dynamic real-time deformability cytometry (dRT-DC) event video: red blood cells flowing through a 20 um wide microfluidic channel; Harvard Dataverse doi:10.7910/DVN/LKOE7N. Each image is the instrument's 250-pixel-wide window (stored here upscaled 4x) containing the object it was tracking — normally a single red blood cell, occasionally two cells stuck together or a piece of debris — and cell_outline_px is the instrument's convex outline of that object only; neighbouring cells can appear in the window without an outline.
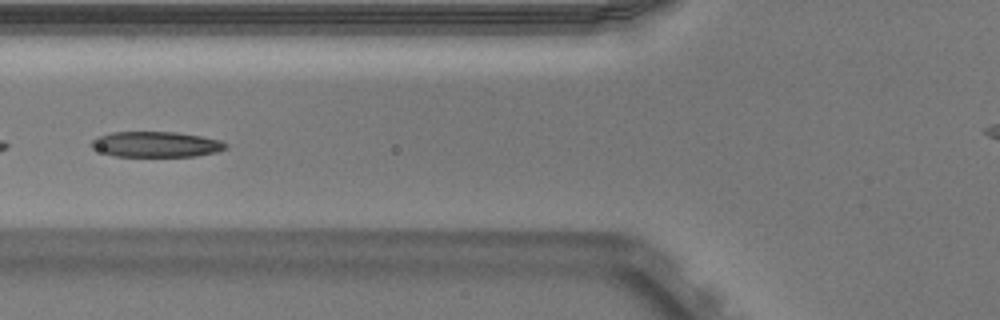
{"species": "Egyptian fruit bat (a non-hibernating species)", "species_latin": "Rousettus aegyptiacus", "temperature_condition": "warm", "stored_images_in_passage": 46, "camera_frame_rate_fps": 3000, "um_per_image_px": 0.085, "animal": {"sex": "male"}, "frame": {"image": 1, "passage_image": 15, "time_ms": 4.667, "image_size_px": [1000, 320], "cell_outline_px": [[228, 148], [216, 152], [196, 156], [116, 156], [92, 148], [88, 144], [96, 136], [112, 132], [176, 132], [200, 136], [220, 140], [228, 144]], "centroid_in_image_um": [13.26, 12.26], "position_along_channel_um": 112.5, "area_um2": 20.0}}
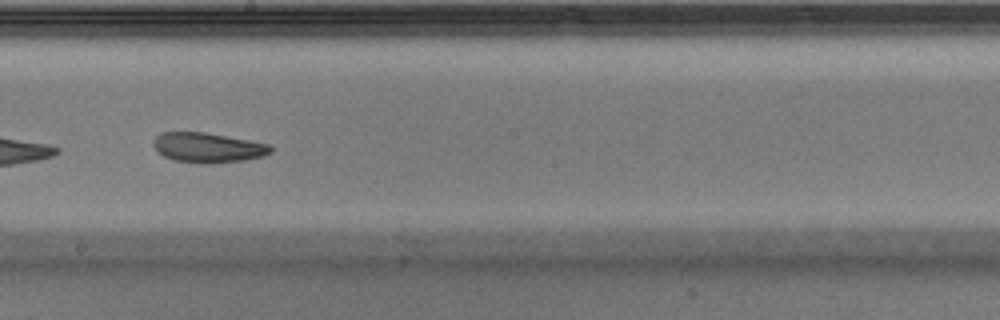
{"frame": {"image": 2, "passage_image": 24, "time_ms": 7.667, "image_size_px": [1000, 320], "cell_outline_px": [[272, 152], [264, 156], [244, 160], [216, 164], [200, 164], [172, 160], [156, 152], [152, 144], [152, 140], [160, 132], [204, 132], [248, 140], [268, 144], [272, 148]], "centroid_in_image_um": [17.61, 12.56], "position_along_channel_um": 230.6, "area_um2": 20.75}}
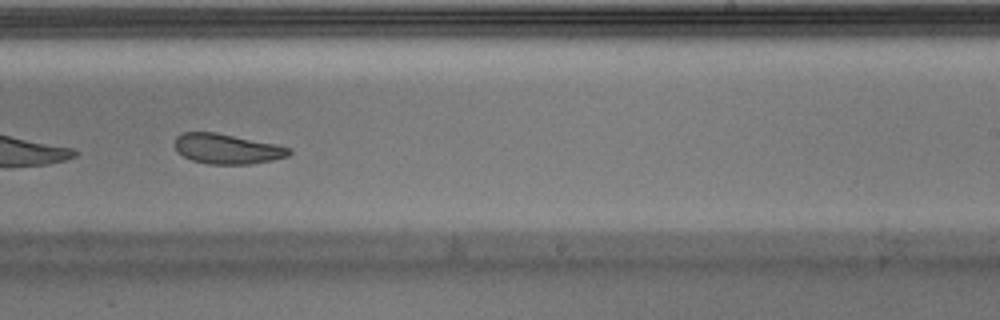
{"frame": {"image": 3, "passage_image": 27, "time_ms": 8.667, "image_size_px": [1000, 320], "cell_outline_px": [[292, 152], [288, 156], [272, 160], [248, 164], [208, 164], [192, 160], [184, 156], [176, 148], [176, 136], [180, 132], [216, 132], [276, 144], [292, 148]], "centroid_in_image_um": [19.33, 12.64], "position_along_channel_um": 269.7, "area_um2": 19.94}, "authors_computed_cell_mechanics": {"area_um2": 22.4553, "velocity_mm_per_s": 3.9345, "shape_relaxation_time_tau1_ms": 9.9193, "shape_relaxation_time_tau2_ms": 4.5391, "deformation_change_tau1": 0.2505, "deformation_change_tau2": 0.1185}}